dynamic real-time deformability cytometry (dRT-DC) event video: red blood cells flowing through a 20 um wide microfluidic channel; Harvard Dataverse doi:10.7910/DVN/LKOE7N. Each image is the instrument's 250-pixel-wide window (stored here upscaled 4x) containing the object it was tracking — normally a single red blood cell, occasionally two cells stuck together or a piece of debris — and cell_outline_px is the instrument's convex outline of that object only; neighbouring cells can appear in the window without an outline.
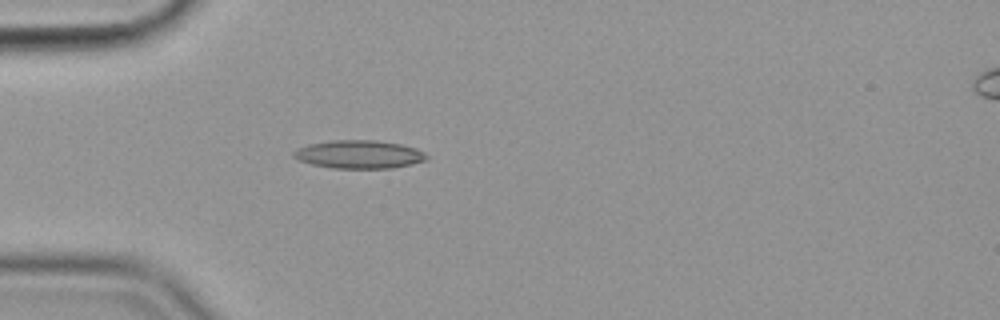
{"species": "common noctule bat (a hibernating species)", "species_latin": "Nyctalus noctula", "temperature_condition": "cold", "stored_images_in_passage": 41, "camera_frame_rate_fps": 3000, "um_per_image_px": 0.085, "animal": {"sex": "female", "body_mass_g": 19.9}, "frame": {"image": 1, "passage_image": 1, "time_ms": 0.0, "image_size_px": [1000, 320], "cell_outline_px": [[428, 160], [412, 164], [392, 168], [332, 168], [312, 164], [300, 160], [292, 156], [292, 152], [308, 144], [332, 140], [376, 140], [400, 144], [416, 148], [424, 152], [428, 156]], "centroid_in_image_um": [30.55, 13.12], "position_along_channel_um": 54.4, "area_um2": 21.85}}
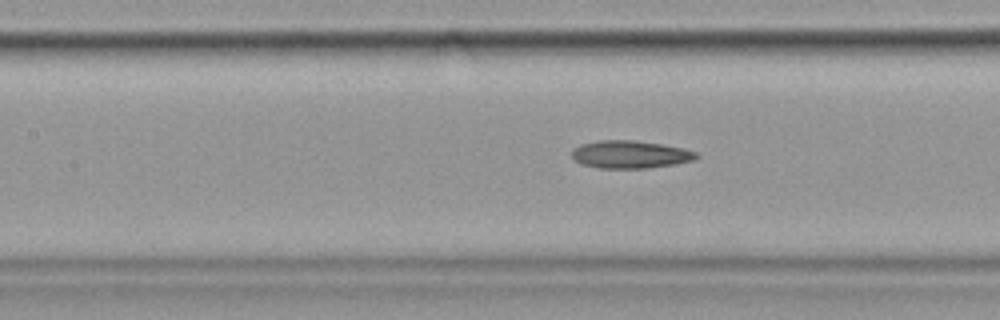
{"frame": {"image": 2, "passage_image": 10, "time_ms": 3.0, "image_size_px": [1000, 320], "cell_outline_px": [[700, 156], [696, 160], [676, 164], [644, 168], [600, 168], [580, 164], [572, 156], [572, 148], [580, 144], [600, 140], [632, 140], [660, 144], [684, 148], [696, 152]], "centroid_in_image_um": [53.57, 13.13], "position_along_channel_um": 153.8, "area_um2": 20.17}}
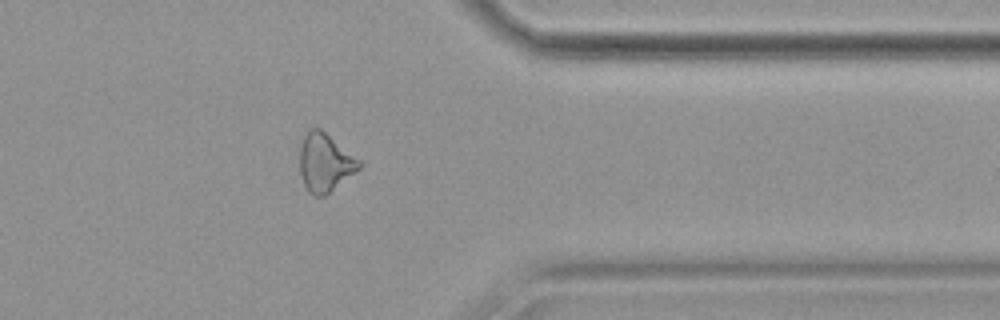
{"frame": {"image": 3, "passage_image": 30, "time_ms": 9.667, "image_size_px": [1000, 320], "cell_outline_px": [[360, 168], [324, 196], [312, 196], [308, 192], [304, 184], [300, 172], [300, 148], [304, 136], [312, 128], [320, 128], [360, 160]], "centroid_in_image_um": [27.6, 13.83], "position_along_channel_um": 383.8, "area_um2": 19.77}}